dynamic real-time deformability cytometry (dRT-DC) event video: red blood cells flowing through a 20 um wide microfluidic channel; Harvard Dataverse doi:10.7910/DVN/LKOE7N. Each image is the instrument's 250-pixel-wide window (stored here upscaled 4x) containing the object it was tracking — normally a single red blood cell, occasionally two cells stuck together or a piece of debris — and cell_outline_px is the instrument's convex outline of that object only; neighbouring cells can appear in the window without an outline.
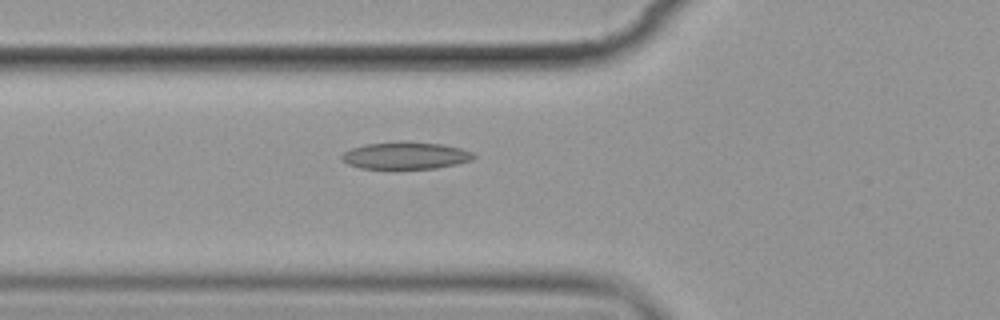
{"species": "common noctule bat (a hibernating species)", "species_latin": "Nyctalus noctula", "temperature_condition": "cold", "stored_images_in_passage": 6, "camera_frame_rate_fps": 3000, "um_per_image_px": 0.085, "animal": {"sex": "female", "body_mass_g": 19.9}, "frame": {"image": 1, "passage_image": 6, "time_ms": 6.0, "image_size_px": [1000, 320], "cell_outline_px": [[476, 156], [472, 160], [456, 164], [436, 168], [392, 172], [360, 168], [348, 164], [340, 160], [340, 156], [344, 152], [352, 148], [364, 144], [400, 140], [404, 140], [440, 144], [460, 148], [472, 152]], "centroid_in_image_um": [34.4, 13.26], "position_along_channel_um": 91.4, "area_um2": 22.14}}